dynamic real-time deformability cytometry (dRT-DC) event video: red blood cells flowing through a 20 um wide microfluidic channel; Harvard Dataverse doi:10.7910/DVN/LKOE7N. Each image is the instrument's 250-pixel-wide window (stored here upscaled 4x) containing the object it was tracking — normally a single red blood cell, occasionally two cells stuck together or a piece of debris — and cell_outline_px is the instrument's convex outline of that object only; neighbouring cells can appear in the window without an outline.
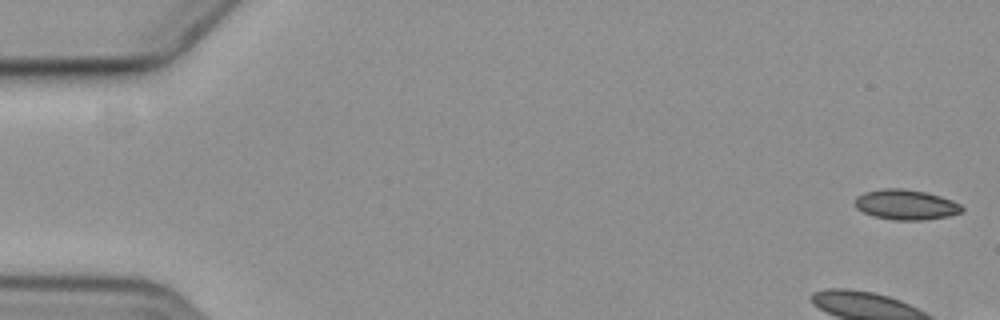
{"species": "common noctule bat (a hibernating species)", "species_latin": "Nyctalus noctula", "temperature_condition": "cold", "stored_images_in_passage": 6, "camera_frame_rate_fps": 3000, "um_per_image_px": 0.085, "animal": {"sex": "female", "body_mass_g": 19.3, "forearm_length_mm": 54.1}, "frame": {"image": 1, "passage_image": 1, "time_ms": 0.0, "image_size_px": [1000, 320], "cell_outline_px": [[964, 212], [948, 216], [924, 220], [892, 220], [872, 216], [856, 208], [856, 196], [864, 192], [884, 188], [904, 188], [924, 192], [940, 196], [952, 200], [960, 204], [964, 208]], "centroid_in_image_um": [77.01, 17.4], "position_along_channel_um": 8.0, "area_um2": 18.9}}